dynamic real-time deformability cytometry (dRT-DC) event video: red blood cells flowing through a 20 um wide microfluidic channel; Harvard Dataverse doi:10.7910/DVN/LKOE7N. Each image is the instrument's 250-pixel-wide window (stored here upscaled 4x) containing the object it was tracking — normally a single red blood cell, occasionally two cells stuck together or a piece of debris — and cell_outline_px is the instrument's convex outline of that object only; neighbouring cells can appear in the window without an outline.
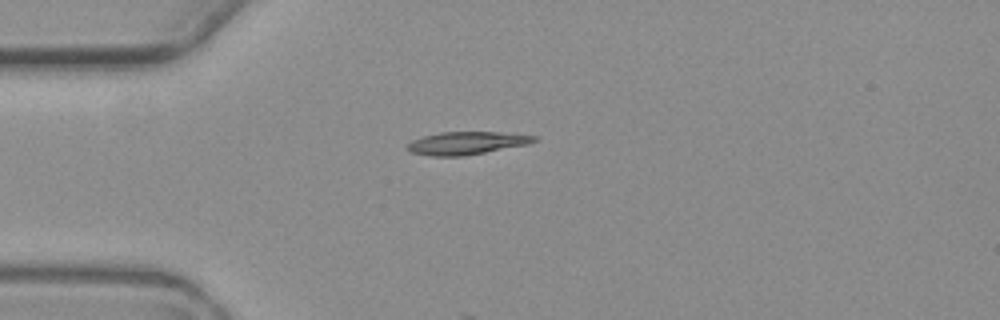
{"species": "common noctule bat (a hibernating species)", "species_latin": "Nyctalus noctula", "temperature_condition": "warm", "stored_images_in_passage": 2, "camera_frame_rate_fps": 3000, "um_per_image_px": 0.085, "animal": {"sex": "female", "body_mass_g": 19.3, "forearm_length_mm": 54.1}, "frame": {"image": 1, "passage_image": 1, "time_ms": 0.0, "image_size_px": [1000, 320], "cell_outline_px": [[536, 140], [528, 144], [484, 152], [460, 156], [432, 156], [412, 152], [408, 148], [408, 144], [412, 140], [424, 136], [440, 132], [496, 132], [536, 136]], "centroid_in_image_um": [39.64, 12.15], "position_along_channel_um": 45.4, "area_um2": 16.42}}